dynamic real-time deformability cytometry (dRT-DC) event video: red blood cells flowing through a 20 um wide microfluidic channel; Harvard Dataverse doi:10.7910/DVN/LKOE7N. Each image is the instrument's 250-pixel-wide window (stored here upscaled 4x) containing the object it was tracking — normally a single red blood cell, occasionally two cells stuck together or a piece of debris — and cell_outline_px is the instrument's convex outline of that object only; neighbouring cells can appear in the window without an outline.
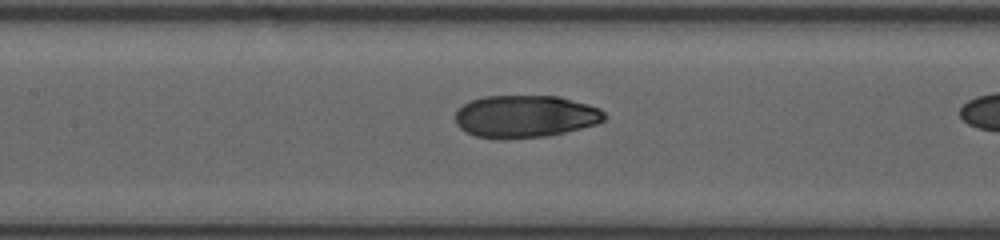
{"species": "human", "species_latin": "Homo sapiens", "temperature_condition": "room temperature", "stored_images_in_passage": 16, "camera_frame_rate_fps": 3000, "um_per_image_px": 0.085, "donor": {"sex": "female"}, "frame": {"image": 1, "passage_image": 14, "time_ms": 4.333, "image_size_px": [1000, 240], "cell_outline_px": [[608, 116], [604, 120], [596, 124], [564, 132], [544, 136], [504, 140], [496, 140], [476, 136], [460, 128], [456, 124], [456, 112], [464, 104], [472, 100], [484, 96], [560, 96], [588, 104], [600, 108]], "centroid_in_image_um": [44.65, 9.9], "position_along_channel_um": 162.7, "area_um2": 36.99}}